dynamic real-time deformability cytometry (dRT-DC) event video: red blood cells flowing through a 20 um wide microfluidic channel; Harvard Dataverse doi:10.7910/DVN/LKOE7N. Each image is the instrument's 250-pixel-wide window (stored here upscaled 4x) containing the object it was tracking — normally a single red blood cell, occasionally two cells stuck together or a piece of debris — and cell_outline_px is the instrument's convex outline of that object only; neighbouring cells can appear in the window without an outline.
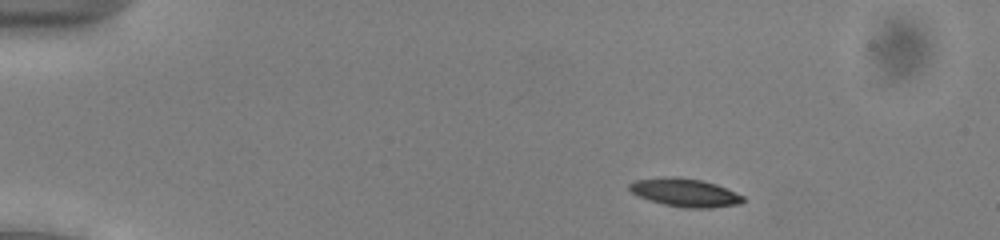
{"species": "common noctule bat (a hibernating species)", "species_latin": "Nyctalus noctula", "temperature_condition": "cold", "stored_images_in_passage": 45, "camera_frame_rate_fps": 3000, "um_per_image_px": 0.085, "animal": {"sex": "male", "body_mass_g": 13.0, "forearm_length_mm": 53.1}, "frame": {"image": 1, "passage_image": 1, "time_ms": 0.0, "image_size_px": [1000, 240], "cell_outline_px": [[744, 200], [740, 204], [712, 208], [688, 208], [664, 204], [648, 200], [632, 192], [628, 188], [628, 184], [636, 180], [700, 180], [716, 184], [736, 192], [744, 196]], "centroid_in_image_um": [58.32, 16.44], "position_along_channel_um": 26.7, "area_um2": 17.63}}
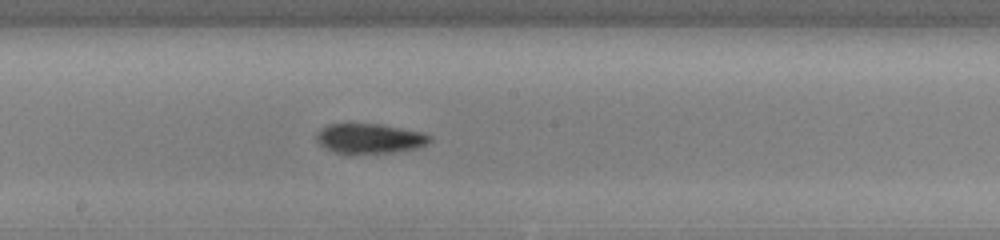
{"frame": {"image": 2, "passage_image": 22, "time_ms": 7.0, "image_size_px": [1000, 240], "cell_outline_px": [[432, 140], [428, 144], [416, 148], [392, 152], [352, 156], [336, 152], [324, 148], [316, 140], [316, 132], [320, 128], [328, 124], [380, 124], [424, 132], [432, 136]], "centroid_in_image_um": [31.41, 11.8], "position_along_channel_um": 216.8, "area_um2": 20.35}}
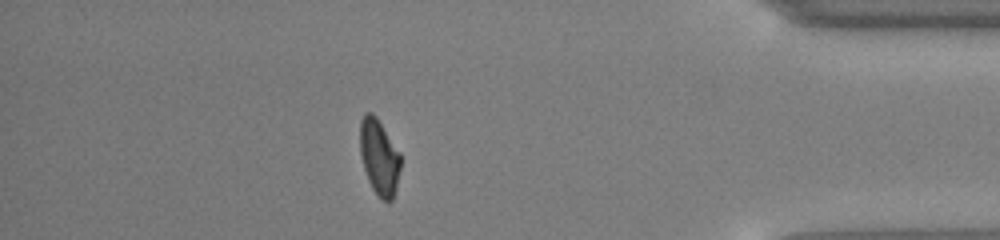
{"frame": {"image": 3, "passage_image": 39, "time_ms": 12.667, "image_size_px": [1000, 240], "cell_outline_px": [[400, 168], [396, 188], [392, 200], [388, 204], [380, 200], [372, 188], [368, 180], [360, 156], [360, 120], [364, 112], [372, 112], [376, 116], [400, 152]], "centroid_in_image_um": [32.22, 13.37], "position_along_channel_um": 403.0, "area_um2": 18.15}, "authors_computed_cell_mechanics": {"area_um2": 18.5538, "velocity_mm_per_s": 3.9063, "shape_relaxation_time_tau1_ms": 2.6909, "shape_relaxation_time_tau2_ms": 6.2774, "deformation_change_tau1": 0.107, "deformation_change_tau2": 0.1186}}